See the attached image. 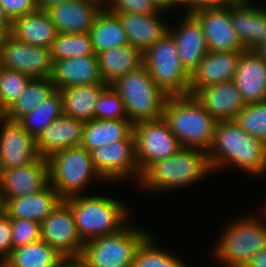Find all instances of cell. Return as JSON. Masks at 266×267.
<instances>
[{
	"instance_id": "6da1fadb",
	"label": "cell",
	"mask_w": 266,
	"mask_h": 267,
	"mask_svg": "<svg viewBox=\"0 0 266 267\" xmlns=\"http://www.w3.org/2000/svg\"><path fill=\"white\" fill-rule=\"evenodd\" d=\"M207 155L212 172L232 165L247 175L265 176L266 145L244 131L235 119L217 121Z\"/></svg>"
},
{
	"instance_id": "7a4b0ae2",
	"label": "cell",
	"mask_w": 266,
	"mask_h": 267,
	"mask_svg": "<svg viewBox=\"0 0 266 267\" xmlns=\"http://www.w3.org/2000/svg\"><path fill=\"white\" fill-rule=\"evenodd\" d=\"M214 174L207 152L194 148H180L169 158L150 164L142 173L138 185L147 192L186 188Z\"/></svg>"
},
{
	"instance_id": "3957f363",
	"label": "cell",
	"mask_w": 266,
	"mask_h": 267,
	"mask_svg": "<svg viewBox=\"0 0 266 267\" xmlns=\"http://www.w3.org/2000/svg\"><path fill=\"white\" fill-rule=\"evenodd\" d=\"M63 201L70 207L75 226L84 242L119 232L132 218L130 208L111 196L83 193Z\"/></svg>"
},
{
	"instance_id": "277c9868",
	"label": "cell",
	"mask_w": 266,
	"mask_h": 267,
	"mask_svg": "<svg viewBox=\"0 0 266 267\" xmlns=\"http://www.w3.org/2000/svg\"><path fill=\"white\" fill-rule=\"evenodd\" d=\"M163 118L182 148L210 150L217 121L193 95L169 96Z\"/></svg>"
},
{
	"instance_id": "5b68a950",
	"label": "cell",
	"mask_w": 266,
	"mask_h": 267,
	"mask_svg": "<svg viewBox=\"0 0 266 267\" xmlns=\"http://www.w3.org/2000/svg\"><path fill=\"white\" fill-rule=\"evenodd\" d=\"M251 214L226 224L213 246L221 267L245 266L266 247V220Z\"/></svg>"
},
{
	"instance_id": "8992f818",
	"label": "cell",
	"mask_w": 266,
	"mask_h": 267,
	"mask_svg": "<svg viewBox=\"0 0 266 267\" xmlns=\"http://www.w3.org/2000/svg\"><path fill=\"white\" fill-rule=\"evenodd\" d=\"M47 160L49 184L62 199L81 195L94 180L105 182L95 169L91 153L82 146L54 152Z\"/></svg>"
},
{
	"instance_id": "52a82bcc",
	"label": "cell",
	"mask_w": 266,
	"mask_h": 267,
	"mask_svg": "<svg viewBox=\"0 0 266 267\" xmlns=\"http://www.w3.org/2000/svg\"><path fill=\"white\" fill-rule=\"evenodd\" d=\"M111 85L121 97L127 117L134 125L163 117L168 96L157 87L144 66L118 78Z\"/></svg>"
},
{
	"instance_id": "ba28073f",
	"label": "cell",
	"mask_w": 266,
	"mask_h": 267,
	"mask_svg": "<svg viewBox=\"0 0 266 267\" xmlns=\"http://www.w3.org/2000/svg\"><path fill=\"white\" fill-rule=\"evenodd\" d=\"M143 66L168 97L190 95V75L181 65L170 32L143 53Z\"/></svg>"
},
{
	"instance_id": "9c48e42d",
	"label": "cell",
	"mask_w": 266,
	"mask_h": 267,
	"mask_svg": "<svg viewBox=\"0 0 266 267\" xmlns=\"http://www.w3.org/2000/svg\"><path fill=\"white\" fill-rule=\"evenodd\" d=\"M146 230L129 222L119 232L86 241L80 257L91 267H131L138 246L151 233Z\"/></svg>"
},
{
	"instance_id": "30bf717a",
	"label": "cell",
	"mask_w": 266,
	"mask_h": 267,
	"mask_svg": "<svg viewBox=\"0 0 266 267\" xmlns=\"http://www.w3.org/2000/svg\"><path fill=\"white\" fill-rule=\"evenodd\" d=\"M133 134L136 162L140 173L150 164L169 158L181 148L163 117L138 122L134 125Z\"/></svg>"
},
{
	"instance_id": "8fae6325",
	"label": "cell",
	"mask_w": 266,
	"mask_h": 267,
	"mask_svg": "<svg viewBox=\"0 0 266 267\" xmlns=\"http://www.w3.org/2000/svg\"><path fill=\"white\" fill-rule=\"evenodd\" d=\"M96 171L108 183H123L129 178L138 184L141 173L136 162L135 139L132 133L125 140L96 148L91 152Z\"/></svg>"
},
{
	"instance_id": "7c38bea8",
	"label": "cell",
	"mask_w": 266,
	"mask_h": 267,
	"mask_svg": "<svg viewBox=\"0 0 266 267\" xmlns=\"http://www.w3.org/2000/svg\"><path fill=\"white\" fill-rule=\"evenodd\" d=\"M41 240L64 258L80 257L85 242L75 226L70 207L62 200L40 224Z\"/></svg>"
},
{
	"instance_id": "4fadbf2b",
	"label": "cell",
	"mask_w": 266,
	"mask_h": 267,
	"mask_svg": "<svg viewBox=\"0 0 266 267\" xmlns=\"http://www.w3.org/2000/svg\"><path fill=\"white\" fill-rule=\"evenodd\" d=\"M0 66L24 73L30 78L50 77L53 67L51 50L29 45L10 35L0 53Z\"/></svg>"
},
{
	"instance_id": "5bb4252c",
	"label": "cell",
	"mask_w": 266,
	"mask_h": 267,
	"mask_svg": "<svg viewBox=\"0 0 266 267\" xmlns=\"http://www.w3.org/2000/svg\"><path fill=\"white\" fill-rule=\"evenodd\" d=\"M189 12L202 27L208 51H245L231 23L229 6L200 7Z\"/></svg>"
},
{
	"instance_id": "9a60e30c",
	"label": "cell",
	"mask_w": 266,
	"mask_h": 267,
	"mask_svg": "<svg viewBox=\"0 0 266 267\" xmlns=\"http://www.w3.org/2000/svg\"><path fill=\"white\" fill-rule=\"evenodd\" d=\"M0 125V158L4 169L28 165L40 157L35 138L17 121L0 115Z\"/></svg>"
},
{
	"instance_id": "2e32d148",
	"label": "cell",
	"mask_w": 266,
	"mask_h": 267,
	"mask_svg": "<svg viewBox=\"0 0 266 267\" xmlns=\"http://www.w3.org/2000/svg\"><path fill=\"white\" fill-rule=\"evenodd\" d=\"M48 183V160L44 157L22 167L5 169L0 186V205L2 207L10 199L33 195Z\"/></svg>"
},
{
	"instance_id": "e0dca14e",
	"label": "cell",
	"mask_w": 266,
	"mask_h": 267,
	"mask_svg": "<svg viewBox=\"0 0 266 267\" xmlns=\"http://www.w3.org/2000/svg\"><path fill=\"white\" fill-rule=\"evenodd\" d=\"M105 7L101 0H72L45 9L58 33H89Z\"/></svg>"
},
{
	"instance_id": "ac0fdd59",
	"label": "cell",
	"mask_w": 266,
	"mask_h": 267,
	"mask_svg": "<svg viewBox=\"0 0 266 267\" xmlns=\"http://www.w3.org/2000/svg\"><path fill=\"white\" fill-rule=\"evenodd\" d=\"M251 3L252 0H238L229 5L231 23L245 51H253L266 42V7Z\"/></svg>"
},
{
	"instance_id": "d6986e66",
	"label": "cell",
	"mask_w": 266,
	"mask_h": 267,
	"mask_svg": "<svg viewBox=\"0 0 266 267\" xmlns=\"http://www.w3.org/2000/svg\"><path fill=\"white\" fill-rule=\"evenodd\" d=\"M190 95H193L216 121L234 120L246 105L233 80L204 88H190Z\"/></svg>"
},
{
	"instance_id": "ffe728a7",
	"label": "cell",
	"mask_w": 266,
	"mask_h": 267,
	"mask_svg": "<svg viewBox=\"0 0 266 267\" xmlns=\"http://www.w3.org/2000/svg\"><path fill=\"white\" fill-rule=\"evenodd\" d=\"M183 18L176 28L169 26L175 39L181 65L191 76L208 52L202 27L198 20L184 10Z\"/></svg>"
},
{
	"instance_id": "44dd1931",
	"label": "cell",
	"mask_w": 266,
	"mask_h": 267,
	"mask_svg": "<svg viewBox=\"0 0 266 267\" xmlns=\"http://www.w3.org/2000/svg\"><path fill=\"white\" fill-rule=\"evenodd\" d=\"M51 81L56 90L80 85L105 84L97 56H79L53 61Z\"/></svg>"
},
{
	"instance_id": "7402d4cb",
	"label": "cell",
	"mask_w": 266,
	"mask_h": 267,
	"mask_svg": "<svg viewBox=\"0 0 266 267\" xmlns=\"http://www.w3.org/2000/svg\"><path fill=\"white\" fill-rule=\"evenodd\" d=\"M84 122L62 115L51 122L35 139L40 157L48 158L54 152L81 146Z\"/></svg>"
},
{
	"instance_id": "603a6c76",
	"label": "cell",
	"mask_w": 266,
	"mask_h": 267,
	"mask_svg": "<svg viewBox=\"0 0 266 267\" xmlns=\"http://www.w3.org/2000/svg\"><path fill=\"white\" fill-rule=\"evenodd\" d=\"M233 81L246 104L266 100V62L254 51L242 53Z\"/></svg>"
},
{
	"instance_id": "cb8c5ba5",
	"label": "cell",
	"mask_w": 266,
	"mask_h": 267,
	"mask_svg": "<svg viewBox=\"0 0 266 267\" xmlns=\"http://www.w3.org/2000/svg\"><path fill=\"white\" fill-rule=\"evenodd\" d=\"M165 13L167 11L161 10L153 15L133 13L116 15L122 23L129 44L144 53L169 32V24L167 25L162 19Z\"/></svg>"
},
{
	"instance_id": "d4e9b609",
	"label": "cell",
	"mask_w": 266,
	"mask_h": 267,
	"mask_svg": "<svg viewBox=\"0 0 266 267\" xmlns=\"http://www.w3.org/2000/svg\"><path fill=\"white\" fill-rule=\"evenodd\" d=\"M244 51H208L196 70L190 76V88H204L210 85L232 81L239 58Z\"/></svg>"
},
{
	"instance_id": "484cf974",
	"label": "cell",
	"mask_w": 266,
	"mask_h": 267,
	"mask_svg": "<svg viewBox=\"0 0 266 267\" xmlns=\"http://www.w3.org/2000/svg\"><path fill=\"white\" fill-rule=\"evenodd\" d=\"M63 199L48 183L41 191L8 200L1 208L10 218L40 223L48 217Z\"/></svg>"
},
{
	"instance_id": "4316f807",
	"label": "cell",
	"mask_w": 266,
	"mask_h": 267,
	"mask_svg": "<svg viewBox=\"0 0 266 267\" xmlns=\"http://www.w3.org/2000/svg\"><path fill=\"white\" fill-rule=\"evenodd\" d=\"M10 33L19 41L50 49L58 32L48 13L38 9L33 13L14 19L11 22Z\"/></svg>"
},
{
	"instance_id": "83f0119b",
	"label": "cell",
	"mask_w": 266,
	"mask_h": 267,
	"mask_svg": "<svg viewBox=\"0 0 266 267\" xmlns=\"http://www.w3.org/2000/svg\"><path fill=\"white\" fill-rule=\"evenodd\" d=\"M103 81L111 85L118 78L143 66V52L130 44L97 54Z\"/></svg>"
},
{
	"instance_id": "f1b7e54d",
	"label": "cell",
	"mask_w": 266,
	"mask_h": 267,
	"mask_svg": "<svg viewBox=\"0 0 266 267\" xmlns=\"http://www.w3.org/2000/svg\"><path fill=\"white\" fill-rule=\"evenodd\" d=\"M134 130V124L129 119L101 120L92 119L84 122L83 140L81 146L89 152L104 145L125 140Z\"/></svg>"
},
{
	"instance_id": "f546056e",
	"label": "cell",
	"mask_w": 266,
	"mask_h": 267,
	"mask_svg": "<svg viewBox=\"0 0 266 267\" xmlns=\"http://www.w3.org/2000/svg\"><path fill=\"white\" fill-rule=\"evenodd\" d=\"M107 84L80 85L61 89L63 115L88 122L94 119L95 105Z\"/></svg>"
},
{
	"instance_id": "4dcf8cb0",
	"label": "cell",
	"mask_w": 266,
	"mask_h": 267,
	"mask_svg": "<svg viewBox=\"0 0 266 267\" xmlns=\"http://www.w3.org/2000/svg\"><path fill=\"white\" fill-rule=\"evenodd\" d=\"M94 53L128 45V39L118 16L106 7L97 15L89 30Z\"/></svg>"
},
{
	"instance_id": "1f68e13d",
	"label": "cell",
	"mask_w": 266,
	"mask_h": 267,
	"mask_svg": "<svg viewBox=\"0 0 266 267\" xmlns=\"http://www.w3.org/2000/svg\"><path fill=\"white\" fill-rule=\"evenodd\" d=\"M64 260L43 240L14 248L1 267H58Z\"/></svg>"
},
{
	"instance_id": "d6a6232c",
	"label": "cell",
	"mask_w": 266,
	"mask_h": 267,
	"mask_svg": "<svg viewBox=\"0 0 266 267\" xmlns=\"http://www.w3.org/2000/svg\"><path fill=\"white\" fill-rule=\"evenodd\" d=\"M56 91L50 77L32 78L23 94L14 101L1 115L11 121H18L31 112Z\"/></svg>"
},
{
	"instance_id": "836d02e7",
	"label": "cell",
	"mask_w": 266,
	"mask_h": 267,
	"mask_svg": "<svg viewBox=\"0 0 266 267\" xmlns=\"http://www.w3.org/2000/svg\"><path fill=\"white\" fill-rule=\"evenodd\" d=\"M62 115V96L60 90H56L44 102L22 116L17 122L36 139L51 122Z\"/></svg>"
},
{
	"instance_id": "e575fe53",
	"label": "cell",
	"mask_w": 266,
	"mask_h": 267,
	"mask_svg": "<svg viewBox=\"0 0 266 267\" xmlns=\"http://www.w3.org/2000/svg\"><path fill=\"white\" fill-rule=\"evenodd\" d=\"M156 236L149 234L136 250L131 267H189L186 262L156 245Z\"/></svg>"
},
{
	"instance_id": "d590c367",
	"label": "cell",
	"mask_w": 266,
	"mask_h": 267,
	"mask_svg": "<svg viewBox=\"0 0 266 267\" xmlns=\"http://www.w3.org/2000/svg\"><path fill=\"white\" fill-rule=\"evenodd\" d=\"M50 50L53 61L79 56H97L89 33H57Z\"/></svg>"
},
{
	"instance_id": "8d00e7d4",
	"label": "cell",
	"mask_w": 266,
	"mask_h": 267,
	"mask_svg": "<svg viewBox=\"0 0 266 267\" xmlns=\"http://www.w3.org/2000/svg\"><path fill=\"white\" fill-rule=\"evenodd\" d=\"M235 121L244 131L266 145V100L246 104Z\"/></svg>"
},
{
	"instance_id": "74e56055",
	"label": "cell",
	"mask_w": 266,
	"mask_h": 267,
	"mask_svg": "<svg viewBox=\"0 0 266 267\" xmlns=\"http://www.w3.org/2000/svg\"><path fill=\"white\" fill-rule=\"evenodd\" d=\"M32 78L0 66V115L25 91Z\"/></svg>"
},
{
	"instance_id": "f35d334b",
	"label": "cell",
	"mask_w": 266,
	"mask_h": 267,
	"mask_svg": "<svg viewBox=\"0 0 266 267\" xmlns=\"http://www.w3.org/2000/svg\"><path fill=\"white\" fill-rule=\"evenodd\" d=\"M94 118L101 120L128 119L124 103L112 85H108L99 95L95 105Z\"/></svg>"
},
{
	"instance_id": "ab89813d",
	"label": "cell",
	"mask_w": 266,
	"mask_h": 267,
	"mask_svg": "<svg viewBox=\"0 0 266 267\" xmlns=\"http://www.w3.org/2000/svg\"><path fill=\"white\" fill-rule=\"evenodd\" d=\"M11 238L13 249L41 240L40 223L11 218Z\"/></svg>"
},
{
	"instance_id": "60d3db41",
	"label": "cell",
	"mask_w": 266,
	"mask_h": 267,
	"mask_svg": "<svg viewBox=\"0 0 266 267\" xmlns=\"http://www.w3.org/2000/svg\"><path fill=\"white\" fill-rule=\"evenodd\" d=\"M105 7L114 14L153 15L161 11L154 0H108Z\"/></svg>"
},
{
	"instance_id": "b9f144b4",
	"label": "cell",
	"mask_w": 266,
	"mask_h": 267,
	"mask_svg": "<svg viewBox=\"0 0 266 267\" xmlns=\"http://www.w3.org/2000/svg\"><path fill=\"white\" fill-rule=\"evenodd\" d=\"M0 6L11 22L39 9L37 0H0Z\"/></svg>"
},
{
	"instance_id": "7bdbcfd3",
	"label": "cell",
	"mask_w": 266,
	"mask_h": 267,
	"mask_svg": "<svg viewBox=\"0 0 266 267\" xmlns=\"http://www.w3.org/2000/svg\"><path fill=\"white\" fill-rule=\"evenodd\" d=\"M12 250L11 218L0 208V265Z\"/></svg>"
},
{
	"instance_id": "ee69618b",
	"label": "cell",
	"mask_w": 266,
	"mask_h": 267,
	"mask_svg": "<svg viewBox=\"0 0 266 267\" xmlns=\"http://www.w3.org/2000/svg\"><path fill=\"white\" fill-rule=\"evenodd\" d=\"M238 0H193V9L200 7L229 6Z\"/></svg>"
},
{
	"instance_id": "f6af8a7d",
	"label": "cell",
	"mask_w": 266,
	"mask_h": 267,
	"mask_svg": "<svg viewBox=\"0 0 266 267\" xmlns=\"http://www.w3.org/2000/svg\"><path fill=\"white\" fill-rule=\"evenodd\" d=\"M58 267H91L81 257L64 258Z\"/></svg>"
},
{
	"instance_id": "bcb514c9",
	"label": "cell",
	"mask_w": 266,
	"mask_h": 267,
	"mask_svg": "<svg viewBox=\"0 0 266 267\" xmlns=\"http://www.w3.org/2000/svg\"><path fill=\"white\" fill-rule=\"evenodd\" d=\"M248 267H266V247L258 252L247 264Z\"/></svg>"
},
{
	"instance_id": "7dc6e473",
	"label": "cell",
	"mask_w": 266,
	"mask_h": 267,
	"mask_svg": "<svg viewBox=\"0 0 266 267\" xmlns=\"http://www.w3.org/2000/svg\"><path fill=\"white\" fill-rule=\"evenodd\" d=\"M181 8L186 9V11L193 10V0H173V11L174 9ZM186 7V8H185Z\"/></svg>"
},
{
	"instance_id": "c3c4849f",
	"label": "cell",
	"mask_w": 266,
	"mask_h": 267,
	"mask_svg": "<svg viewBox=\"0 0 266 267\" xmlns=\"http://www.w3.org/2000/svg\"><path fill=\"white\" fill-rule=\"evenodd\" d=\"M10 28L11 26L0 25V53L6 41L8 40V37L11 35Z\"/></svg>"
},
{
	"instance_id": "681fc988",
	"label": "cell",
	"mask_w": 266,
	"mask_h": 267,
	"mask_svg": "<svg viewBox=\"0 0 266 267\" xmlns=\"http://www.w3.org/2000/svg\"><path fill=\"white\" fill-rule=\"evenodd\" d=\"M72 0H37V4L39 9L45 10L46 8L56 5V4H61L63 2H69Z\"/></svg>"
},
{
	"instance_id": "f907efd6",
	"label": "cell",
	"mask_w": 266,
	"mask_h": 267,
	"mask_svg": "<svg viewBox=\"0 0 266 267\" xmlns=\"http://www.w3.org/2000/svg\"><path fill=\"white\" fill-rule=\"evenodd\" d=\"M161 10L173 11V0H154Z\"/></svg>"
},
{
	"instance_id": "816d5d0a",
	"label": "cell",
	"mask_w": 266,
	"mask_h": 267,
	"mask_svg": "<svg viewBox=\"0 0 266 267\" xmlns=\"http://www.w3.org/2000/svg\"><path fill=\"white\" fill-rule=\"evenodd\" d=\"M253 51L266 62V42L261 43Z\"/></svg>"
},
{
	"instance_id": "f5cc1de1",
	"label": "cell",
	"mask_w": 266,
	"mask_h": 267,
	"mask_svg": "<svg viewBox=\"0 0 266 267\" xmlns=\"http://www.w3.org/2000/svg\"><path fill=\"white\" fill-rule=\"evenodd\" d=\"M0 25L11 26V21L7 18L3 8L0 6Z\"/></svg>"
},
{
	"instance_id": "db71d44e",
	"label": "cell",
	"mask_w": 266,
	"mask_h": 267,
	"mask_svg": "<svg viewBox=\"0 0 266 267\" xmlns=\"http://www.w3.org/2000/svg\"><path fill=\"white\" fill-rule=\"evenodd\" d=\"M4 171H5V169L3 168L2 160L0 158V186H1L2 181H3Z\"/></svg>"
},
{
	"instance_id": "11a10c76",
	"label": "cell",
	"mask_w": 266,
	"mask_h": 267,
	"mask_svg": "<svg viewBox=\"0 0 266 267\" xmlns=\"http://www.w3.org/2000/svg\"><path fill=\"white\" fill-rule=\"evenodd\" d=\"M266 201V200H265ZM263 208V210H262V212L261 213H263L262 215L264 216V214H265V217H266V202H265V204H264V207H261V209Z\"/></svg>"
},
{
	"instance_id": "9f6ffc18",
	"label": "cell",
	"mask_w": 266,
	"mask_h": 267,
	"mask_svg": "<svg viewBox=\"0 0 266 267\" xmlns=\"http://www.w3.org/2000/svg\"><path fill=\"white\" fill-rule=\"evenodd\" d=\"M232 267H248L247 265H245V266H232Z\"/></svg>"
},
{
	"instance_id": "6f0895ef",
	"label": "cell",
	"mask_w": 266,
	"mask_h": 267,
	"mask_svg": "<svg viewBox=\"0 0 266 267\" xmlns=\"http://www.w3.org/2000/svg\"><path fill=\"white\" fill-rule=\"evenodd\" d=\"M104 4L108 1V0H101Z\"/></svg>"
}]
</instances>
